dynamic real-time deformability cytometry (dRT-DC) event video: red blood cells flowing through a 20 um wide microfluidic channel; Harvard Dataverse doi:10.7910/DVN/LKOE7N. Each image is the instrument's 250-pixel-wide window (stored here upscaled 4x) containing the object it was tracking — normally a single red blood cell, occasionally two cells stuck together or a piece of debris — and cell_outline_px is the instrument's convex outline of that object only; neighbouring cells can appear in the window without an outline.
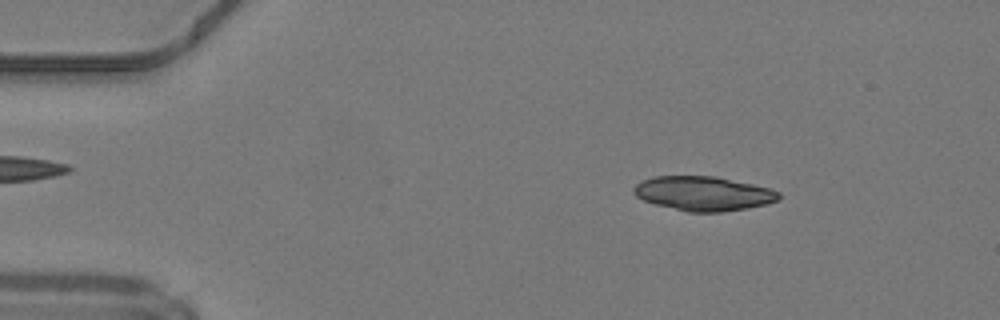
{"species": "common noctule bat (a hibernating species)", "species_latin": "Nyctalus noctula", "temperature_condition": "warm", "stored_images_in_passage": 48, "camera_frame_rate_fps": 3000, "um_per_image_px": 0.085, "animal": {"sex": "male", "body_mass_g": 19.2, "forearm_length_mm": 51.8}, "frame": {"image": 1, "passage_image": 7, "time_ms": 2.0, "image_size_px": [1000, 320], "cell_outline_px": [[780, 200], [748, 208], [720, 212], [688, 212], [656, 204], [644, 200], [636, 196], [632, 192], [632, 188], [636, 184], [644, 180], [656, 176], [716, 176], [772, 188], [780, 192]], "centroid_in_image_um": [59.81, 16.44], "position_along_channel_um": 25.2, "area_um2": 29.07}}